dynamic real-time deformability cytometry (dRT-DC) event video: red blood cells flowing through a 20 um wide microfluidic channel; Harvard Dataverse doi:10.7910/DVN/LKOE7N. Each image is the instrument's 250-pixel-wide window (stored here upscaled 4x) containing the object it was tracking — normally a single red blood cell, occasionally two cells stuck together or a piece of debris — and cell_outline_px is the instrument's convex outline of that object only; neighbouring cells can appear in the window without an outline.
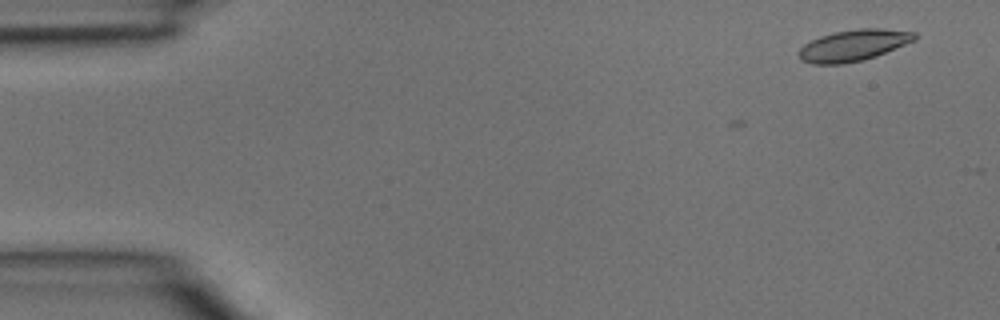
{"species": "common noctule bat (a hibernating species)", "species_latin": "Nyctalus noctula", "temperature_condition": "room temperature", "stored_images_in_passage": 4, "camera_frame_rate_fps": 3000, "um_per_image_px": 0.085, "animal": {"sex": "male", "body_mass_g": 15.6}, "frame": {"image": 1, "passage_image": 1, "time_ms": 0.0, "image_size_px": [1000, 320], "cell_outline_px": [[916, 40], [876, 56], [864, 60], [844, 64], [812, 64], [800, 60], [800, 48], [804, 44], [820, 36], [836, 32], [860, 28], [880, 28], [916, 32]], "centroid_in_image_um": [72.56, 3.86], "position_along_channel_um": 12.4, "area_um2": 21.1}}